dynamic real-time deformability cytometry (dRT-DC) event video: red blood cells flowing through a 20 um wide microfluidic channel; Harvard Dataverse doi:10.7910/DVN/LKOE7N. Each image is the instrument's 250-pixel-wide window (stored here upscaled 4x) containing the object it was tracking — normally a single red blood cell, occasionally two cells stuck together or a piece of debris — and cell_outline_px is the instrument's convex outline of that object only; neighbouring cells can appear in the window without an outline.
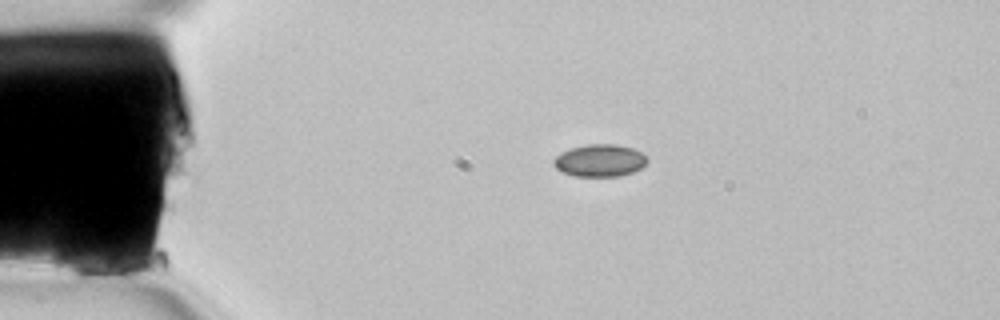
{"species": "common noctule bat (a hibernating species)", "species_latin": "Nyctalus noctula", "temperature_condition": "room temperature", "stored_images_in_passage": 27, "camera_frame_rate_fps": 3000, "um_per_image_px": 0.085, "animal": {"sex": "female", "body_mass_g": 22.7, "forearm_length_mm": 54.2}, "frame": {"image": 1, "passage_image": 1, "time_ms": 0.0, "image_size_px": [1000, 320], "cell_outline_px": [[136, 264], [124, 276], [96, 280], [80, 280], [56, 272], [52, 264], [52, 236], [56, 232], [88, 212], [96, 212]], "centroid_in_image_um": [7.59, 21.31], "position_along_channel_um": 77.4, "area_um2": 28.5}}